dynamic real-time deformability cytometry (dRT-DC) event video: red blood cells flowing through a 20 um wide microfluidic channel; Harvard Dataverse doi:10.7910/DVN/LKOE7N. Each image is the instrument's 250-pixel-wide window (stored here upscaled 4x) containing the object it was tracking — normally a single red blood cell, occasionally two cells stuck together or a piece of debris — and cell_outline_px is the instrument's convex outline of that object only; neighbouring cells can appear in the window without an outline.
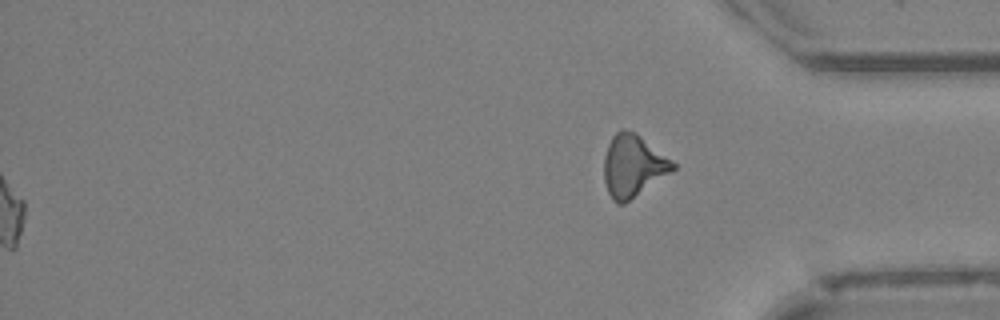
{"species": "Egyptian fruit bat (a non-hibernating species)", "species_latin": "Rousettus aegyptiacus", "temperature_condition": "cold", "stored_images_in_passage": 51, "segment_of_instrument_passage": [2, 2], "camera_frame_rate_fps": 3000, "um_per_image_px": 0.085, "animal": {"sex": "female"}, "frame": {"image": 1, "passage_image": 51, "time_ms": 16.667, "image_size_px": [1000, 320], "cell_outline_px": [[676, 168], [672, 172], [624, 204], [616, 204], [612, 200], [608, 192], [604, 180], [604, 156], [608, 144], [612, 136], [620, 128], [624, 128], [636, 132], [672, 160], [676, 164]], "centroid_in_image_um": [53.8, 14.09], "position_along_channel_um": 381.4, "area_um2": 25.14}}